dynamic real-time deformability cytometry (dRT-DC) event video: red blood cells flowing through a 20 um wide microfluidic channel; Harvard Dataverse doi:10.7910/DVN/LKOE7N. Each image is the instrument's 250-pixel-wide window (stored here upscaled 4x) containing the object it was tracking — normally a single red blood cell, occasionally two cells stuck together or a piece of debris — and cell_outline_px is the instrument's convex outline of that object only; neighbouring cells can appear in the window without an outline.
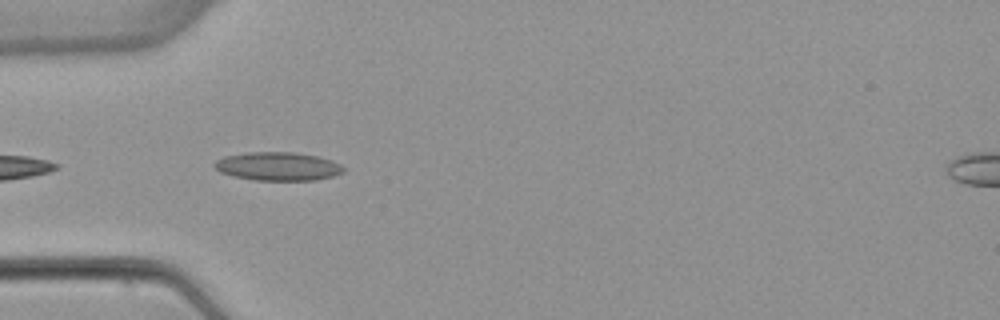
{"species": "common noctule bat (a hibernating species)", "species_latin": "Nyctalus noctula", "temperature_condition": "warm", "stored_images_in_passage": 8, "camera_frame_rate_fps": 3000, "um_per_image_px": 0.085, "animal": {"sex": "female", "body_mass_g": 22.7, "forearm_length_mm": 54.2}, "frame": {"image": 1, "passage_image": 3, "time_ms": 0.667, "image_size_px": [1000, 320], "cell_outline_px": [[344, 172], [332, 176], [316, 180], [256, 180], [236, 176], [220, 172], [212, 164], [216, 160], [224, 156], [248, 152], [296, 152], [316, 156], [332, 160], [340, 164], [344, 168]], "centroid_in_image_um": [23.63, 14.13], "position_along_channel_um": 61.4, "area_um2": 21.33}}